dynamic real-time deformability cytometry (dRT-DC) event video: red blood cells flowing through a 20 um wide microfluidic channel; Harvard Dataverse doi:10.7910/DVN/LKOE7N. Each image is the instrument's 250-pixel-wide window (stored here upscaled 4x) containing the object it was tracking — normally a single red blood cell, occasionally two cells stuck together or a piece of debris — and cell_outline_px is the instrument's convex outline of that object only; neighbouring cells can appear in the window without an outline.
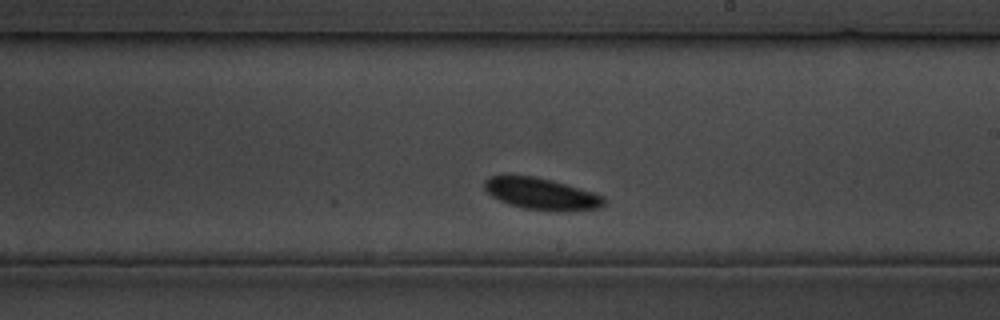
{"species": "common noctule bat (a hibernating species)", "species_latin": "Nyctalus noctula", "temperature_condition": "cold", "stored_images_in_passage": 30, "segment_of_instrument_passage": [1, 2], "camera_frame_rate_fps": 3000, "um_per_image_px": 0.085, "animal": {"sex": "male", "body_mass_g": 19.5, "forearm_length_mm": 54.6}, "frame": {"image": 1, "passage_image": 13, "time_ms": 14.667, "image_size_px": [1000, 320], "cell_outline_px": [[604, 204], [600, 208], [576, 212], [548, 212], [524, 208], [508, 204], [492, 196], [484, 188], [484, 180], [488, 176], [508, 172], [536, 176], [552, 180], [592, 192], [604, 196]], "centroid_in_image_um": [45.97, 16.46], "position_along_channel_um": 243.0, "area_um2": 23.06}}
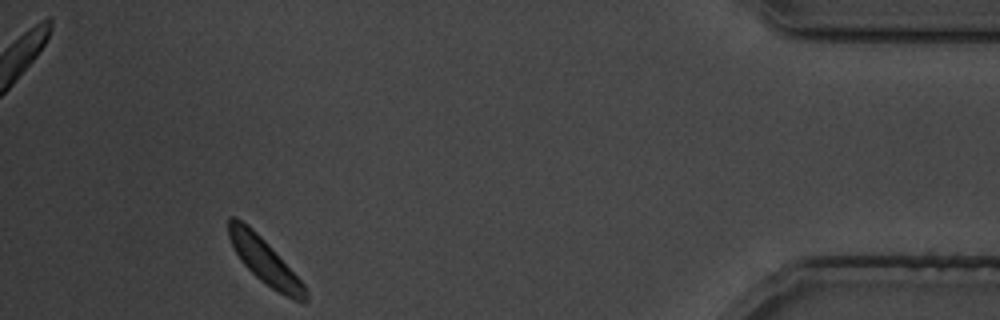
{"frame": {"image": 2, "passage_image": 26, "time_ms": 30.667, "image_size_px": [1000, 320], "cell_outline_px": [[308, 300], [304, 304], [292, 300], [284, 296], [260, 280], [240, 260], [232, 248], [228, 236], [228, 216], [236, 216], [248, 224], [268, 244], [304, 284], [308, 292]], "centroid_in_image_um": [22.49, 22.19], "position_along_channel_um": 412.7, "area_um2": 20.4}}